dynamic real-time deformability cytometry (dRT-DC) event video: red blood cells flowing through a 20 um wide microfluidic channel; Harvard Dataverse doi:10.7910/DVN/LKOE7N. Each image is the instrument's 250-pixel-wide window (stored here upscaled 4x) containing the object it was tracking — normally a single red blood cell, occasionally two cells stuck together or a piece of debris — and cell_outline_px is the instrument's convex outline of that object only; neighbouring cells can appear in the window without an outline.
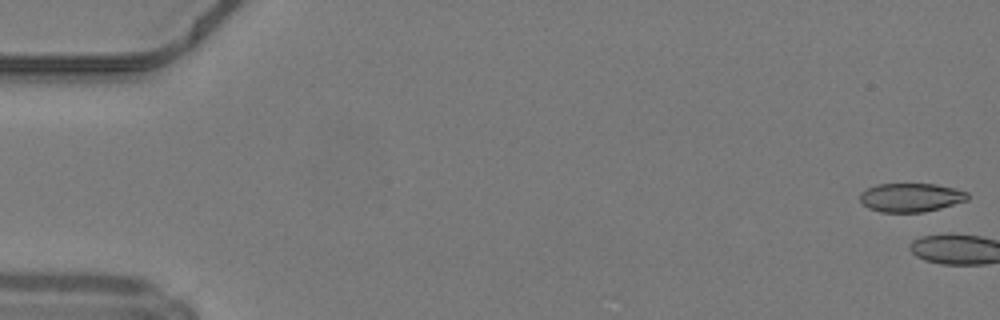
{"species": "common noctule bat (a hibernating species)", "species_latin": "Nyctalus noctula", "temperature_condition": "warm", "stored_images_in_passage": 3, "camera_frame_rate_fps": 3000, "um_per_image_px": 0.085, "animal": {"sex": "male", "body_mass_g": 19.2, "forearm_length_mm": 51.8}, "frame": {"image": 1, "passage_image": 1, "time_ms": 0.0, "image_size_px": [1000, 320], "cell_outline_px": [[968, 200], [940, 208], [924, 212], [880, 212], [868, 208], [860, 200], [860, 192], [876, 184], [936, 184], [968, 192]], "centroid_in_image_um": [77.41, 16.78], "position_along_channel_um": 7.6, "area_um2": 17.98}}